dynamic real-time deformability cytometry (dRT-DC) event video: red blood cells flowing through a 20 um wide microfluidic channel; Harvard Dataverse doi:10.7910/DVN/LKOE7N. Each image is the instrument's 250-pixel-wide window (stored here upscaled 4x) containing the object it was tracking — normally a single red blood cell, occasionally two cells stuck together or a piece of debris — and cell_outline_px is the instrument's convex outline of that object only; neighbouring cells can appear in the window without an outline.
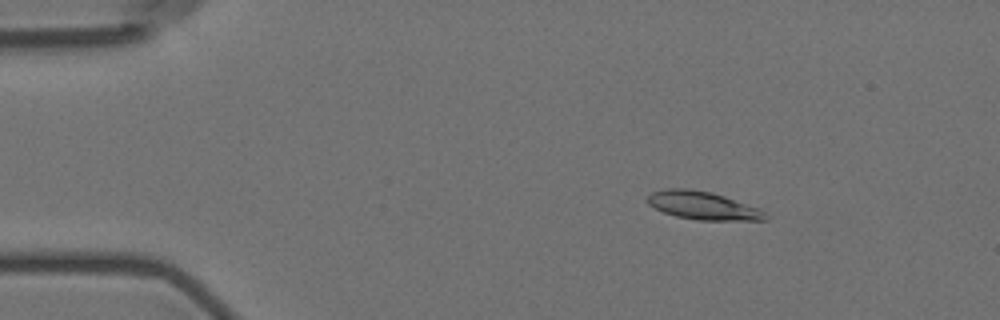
{"species": "Egyptian fruit bat (a non-hibernating species)", "species_latin": "Rousettus aegyptiacus", "temperature_condition": "room temperature", "stored_images_in_passage": 6, "camera_frame_rate_fps": 3000, "um_per_image_px": 0.085, "animal": {"sex": "female"}, "frame": {"image": 1, "passage_image": 3, "time_ms": 2.333, "image_size_px": [1000, 320], "cell_outline_px": [[772, 216], [768, 220], [696, 220], [676, 216], [664, 212], [648, 204], [644, 200], [652, 192], [664, 188], [688, 188], [712, 192], [760, 208]], "centroid_in_image_um": [59.78, 17.47], "position_along_channel_um": 25.2, "area_um2": 19.59}}